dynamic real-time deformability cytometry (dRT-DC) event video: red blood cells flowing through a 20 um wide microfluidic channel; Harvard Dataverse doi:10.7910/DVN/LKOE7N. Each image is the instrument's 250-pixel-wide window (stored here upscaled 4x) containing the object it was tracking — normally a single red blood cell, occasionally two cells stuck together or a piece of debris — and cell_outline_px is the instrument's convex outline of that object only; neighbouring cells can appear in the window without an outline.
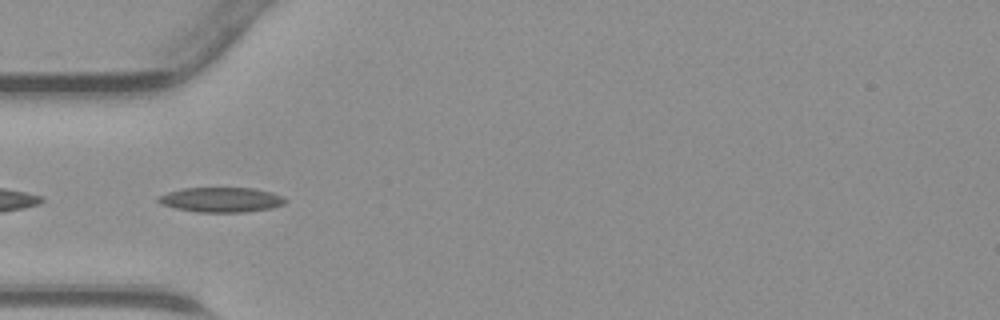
{"species": "common noctule bat (a hibernating species)", "species_latin": "Nyctalus noctula", "temperature_condition": "warm", "stored_images_in_passage": 37, "camera_frame_rate_fps": 3000, "um_per_image_px": 0.085, "animal": {"sex": "male", "body_mass_g": 23.1, "forearm_length_mm": 52.7}, "frame": {"image": 1, "passage_image": 8, "time_ms": 2.333, "image_size_px": [1000, 320], "cell_outline_px": [[288, 200], [284, 204], [272, 208], [244, 212], [196, 212], [176, 208], [160, 204], [156, 200], [160, 196], [168, 192], [184, 188], [252, 188], [272, 192], [284, 196]], "centroid_in_image_um": [18.84, 16.98], "position_along_channel_um": 66.2, "area_um2": 18.44}}
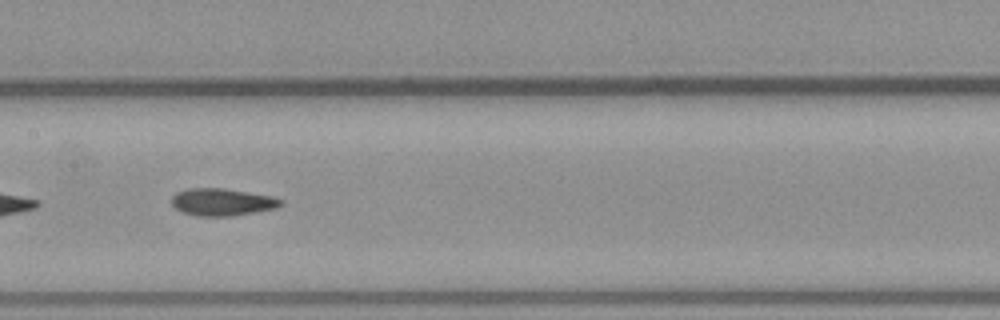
{"frame": {"image": 2, "passage_image": 16, "time_ms": 5.0, "image_size_px": [1000, 320], "cell_outline_px": [[284, 204], [276, 208], [228, 216], [196, 216], [180, 212], [172, 204], [172, 196], [176, 192], [188, 188], [224, 188], [272, 196], [284, 200]], "centroid_in_image_um": [18.87, 17.17], "position_along_channel_um": 188.5, "area_um2": 17.4}}
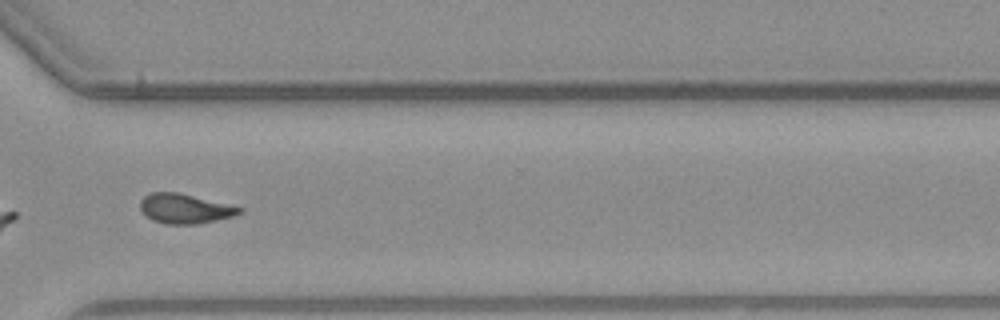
{"frame": {"image": 3, "passage_image": 27, "time_ms": 8.667, "image_size_px": [1000, 320], "cell_outline_px": [[244, 212], [232, 216], [216, 220], [196, 224], [164, 224], [152, 220], [144, 216], [140, 208], [140, 200], [144, 196], [152, 192], [176, 192], [244, 208]], "centroid_in_image_um": [15.67, 17.74], "position_along_channel_um": 354.9, "area_um2": 17.11}}